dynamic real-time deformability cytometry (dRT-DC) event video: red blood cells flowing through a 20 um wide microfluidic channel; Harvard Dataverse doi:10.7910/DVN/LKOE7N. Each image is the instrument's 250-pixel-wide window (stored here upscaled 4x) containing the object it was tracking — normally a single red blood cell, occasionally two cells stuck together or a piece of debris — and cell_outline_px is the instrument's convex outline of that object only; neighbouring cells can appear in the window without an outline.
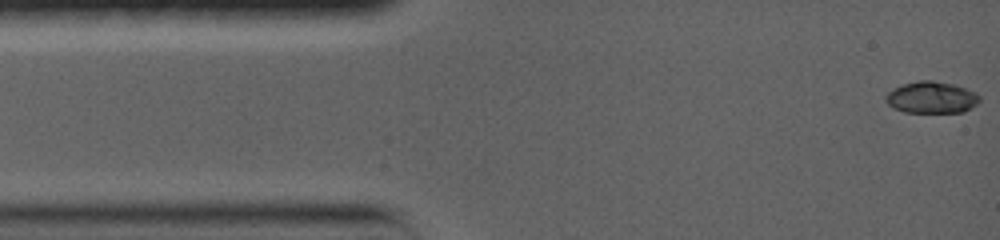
{"species": "common noctule bat (a hibernating species)", "species_latin": "Nyctalus noctula", "temperature_condition": "warm", "stored_images_in_passage": 66, "camera_frame_rate_fps": 5000, "um_per_image_px": 0.085, "animal": {"sex": "female", "body_mass_g": 19.0, "forearm_length_mm": 56.7}, "frame": {"image": 1, "passage_image": 1, "time_ms": 0.0, "image_size_px": [1000, 240], "cell_outline_px": [[980, 100], [976, 104], [964, 112], [904, 112], [892, 108], [888, 104], [888, 92], [904, 84], [920, 80], [932, 80], [952, 84], [976, 92], [980, 96]], "centroid_in_image_um": [79.22, 8.29], "position_along_channel_um": 5.8, "area_um2": 17.05}}
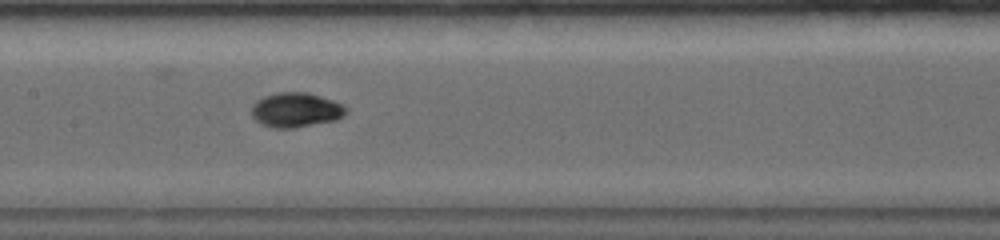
{"frame": {"image": 2, "passage_image": 27, "time_ms": 7.0, "image_size_px": [1000, 240], "cell_outline_px": [[348, 108], [344, 116], [336, 120], [292, 128], [272, 128], [260, 124], [252, 116], [252, 104], [256, 100], [264, 96], [276, 92], [308, 92], [344, 104]], "centroid_in_image_um": [25.14, 9.34], "position_along_channel_um": 182.3, "area_um2": 19.25}}
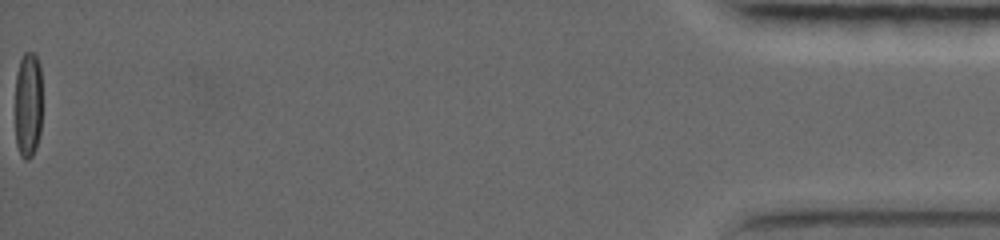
{"frame": {"image": 3, "passage_image": 66, "time_ms": 17.8, "image_size_px": [1000, 240], "cell_outline_px": [[40, 132], [36, 148], [32, 156], [28, 160], [24, 160], [20, 156], [16, 144], [16, 72], [20, 60], [24, 52], [32, 52], [36, 56], [40, 64]], "centroid_in_image_um": [2.37, 8.92], "position_along_channel_um": 432.8, "area_um2": 16.7}, "authors_computed_cell_mechanics": {"area_um2": 17.5712, "velocity_mm_per_s": 3.6664, "shape_relaxation_time_tau1_ms": 5.6893, "shape_relaxation_time_tau2_ms": null, "deformation_change_tau1": 0.2332, "deformation_change_tau2": null}}